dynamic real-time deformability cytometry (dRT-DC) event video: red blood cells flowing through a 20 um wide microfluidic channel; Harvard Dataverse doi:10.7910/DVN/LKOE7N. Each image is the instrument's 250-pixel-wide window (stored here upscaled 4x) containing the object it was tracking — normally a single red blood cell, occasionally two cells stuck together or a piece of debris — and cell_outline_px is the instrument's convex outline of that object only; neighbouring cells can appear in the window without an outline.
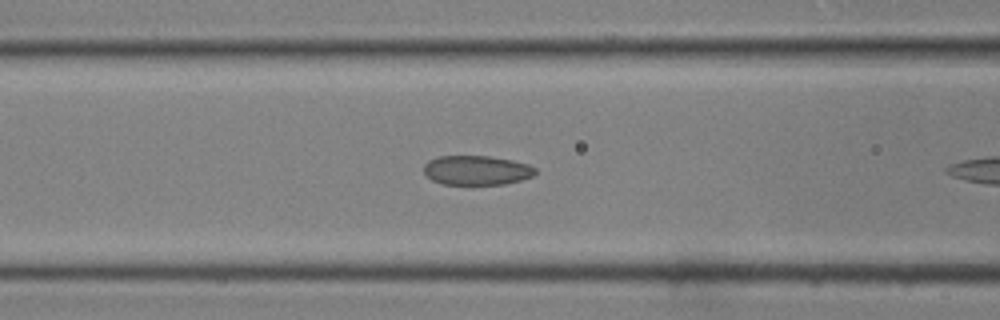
{"species": "common noctule bat (a hibernating species)", "species_latin": "Nyctalus noctula", "temperature_condition": "room temperature", "stored_images_in_passage": 7, "camera_frame_rate_fps": 3000, "um_per_image_px": 0.085, "animal": {"sex": "male", "body_mass_g": 19.0, "forearm_length_mm": 50.8}, "frame": {"image": 1, "passage_image": 6, "time_ms": 1.667, "image_size_px": [1000, 320], "cell_outline_px": [[536, 172], [532, 176], [520, 180], [504, 184], [440, 184], [432, 180], [424, 172], [424, 164], [428, 160], [440, 156], [488, 156], [512, 160], [528, 164], [536, 168]], "centroid_in_image_um": [40.5, 14.47], "position_along_channel_um": 126.1, "area_um2": 19.07}}